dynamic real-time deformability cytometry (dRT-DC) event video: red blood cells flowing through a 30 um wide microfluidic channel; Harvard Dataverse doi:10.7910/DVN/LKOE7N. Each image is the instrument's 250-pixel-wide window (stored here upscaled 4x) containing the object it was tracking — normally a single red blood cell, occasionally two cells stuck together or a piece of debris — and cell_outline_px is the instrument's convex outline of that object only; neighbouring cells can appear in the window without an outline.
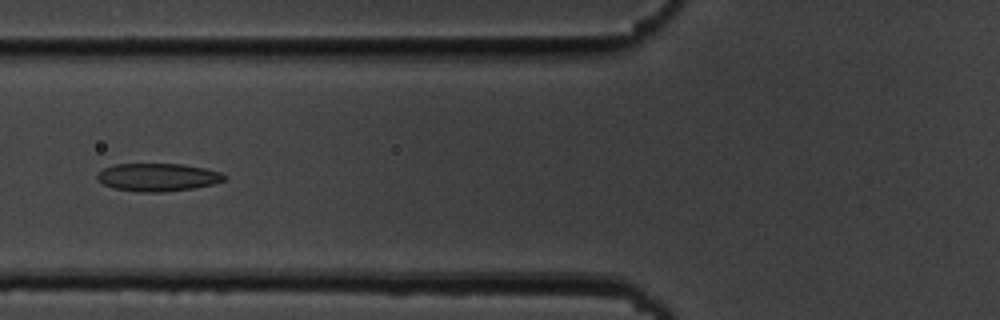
{"species": "common noctule bat (a hibernating species)", "species_latin": "Nyctalus noctula", "temperature_condition": "cold", "stored_images_in_passage": 43, "camera_frame_rate_fps": 3000, "um_per_image_px": 0.085, "animal": {"sex": "male", "body_mass_g": 19.5, "forearm_length_mm": 54.6}, "frame": {"image": 1, "passage_image": 13, "time_ms": 4.0, "image_size_px": [1000, 320], "cell_outline_px": [[228, 176], [224, 180], [212, 184], [192, 188], [164, 192], [140, 192], [112, 188], [96, 180], [96, 172], [104, 168], [116, 164], [184, 164], [204, 168], [220, 172]], "centroid_in_image_um": [13.37, 15.06], "position_along_channel_um": 112.4, "area_um2": 20.75}}
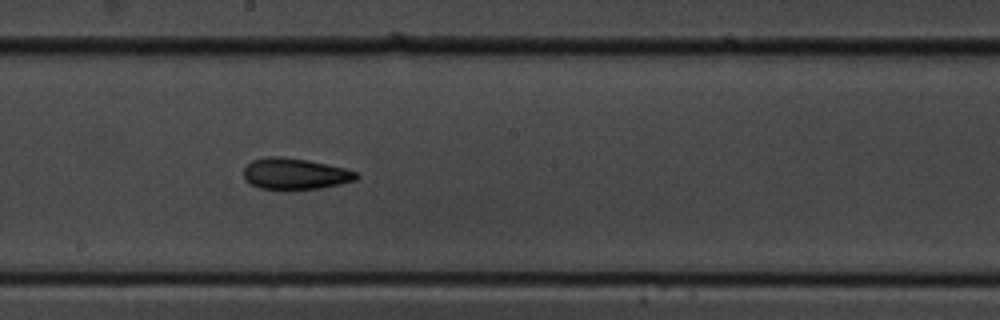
{"frame": {"image": 2, "passage_image": 22, "time_ms": 7.0, "image_size_px": [1000, 320], "cell_outline_px": [[360, 176], [356, 180], [320, 188], [288, 192], [260, 188], [244, 180], [244, 168], [252, 160], [264, 156], [280, 156], [308, 160], [344, 168], [360, 172]], "centroid_in_image_um": [25.07, 14.8], "position_along_channel_um": 223.1, "area_um2": 21.15}}
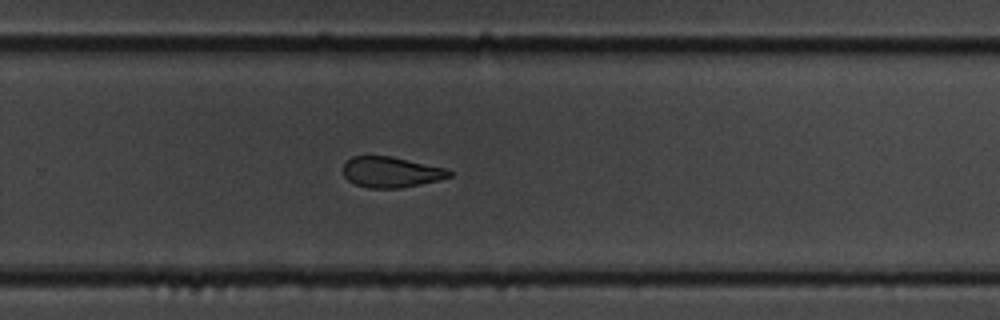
{"frame": {"image": 3, "passage_image": 28, "time_ms": 9.0, "image_size_px": [1000, 320], "cell_outline_px": [[452, 176], [440, 180], [400, 188], [368, 188], [356, 184], [348, 180], [344, 176], [344, 164], [352, 156], [392, 156], [448, 168], [452, 172]], "centroid_in_image_um": [33.28, 14.62], "position_along_channel_um": 296.5, "area_um2": 19.07}, "authors_computed_cell_mechanics": {"area_um2": 20.6924, "velocity_mm_per_s": 3.6912, "shape_relaxation_time_tau1_ms": null, "shape_relaxation_time_tau2_ms": 3.5929, "deformation_change_tau1": null, "deformation_change_tau2": 0.1116}}